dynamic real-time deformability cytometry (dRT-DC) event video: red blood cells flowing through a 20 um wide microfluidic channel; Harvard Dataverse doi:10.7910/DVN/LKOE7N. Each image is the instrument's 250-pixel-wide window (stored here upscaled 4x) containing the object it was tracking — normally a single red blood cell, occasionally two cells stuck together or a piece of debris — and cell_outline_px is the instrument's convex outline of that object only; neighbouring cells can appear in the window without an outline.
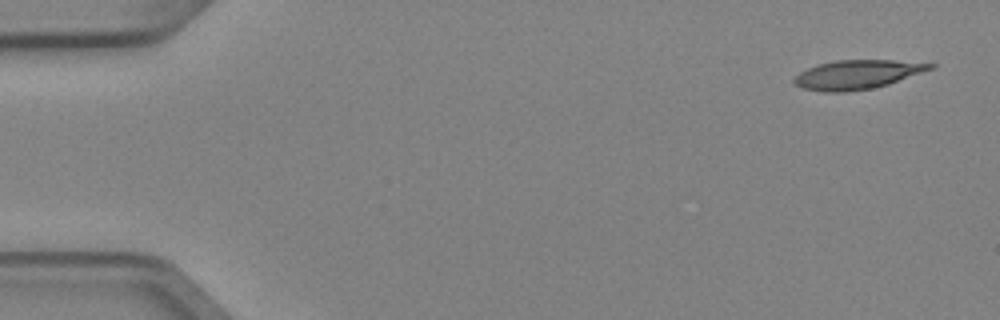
{"species": "Egyptian fruit bat (a non-hibernating species)", "species_latin": "Rousettus aegyptiacus", "temperature_condition": "cold", "stored_images_in_passage": 4, "camera_frame_rate_fps": 3000, "um_per_image_px": 0.085, "animal": {"sex": "female"}, "frame": {"image": 1, "passage_image": 1, "time_ms": 0.0, "image_size_px": [1000, 320], "cell_outline_px": [[936, 64], [932, 68], [888, 84], [872, 88], [844, 92], [824, 92], [804, 88], [792, 84], [792, 80], [800, 72], [816, 64], [836, 60], [892, 60]], "centroid_in_image_um": [72.79, 6.33], "position_along_channel_um": 12.2, "area_um2": 22.77}}
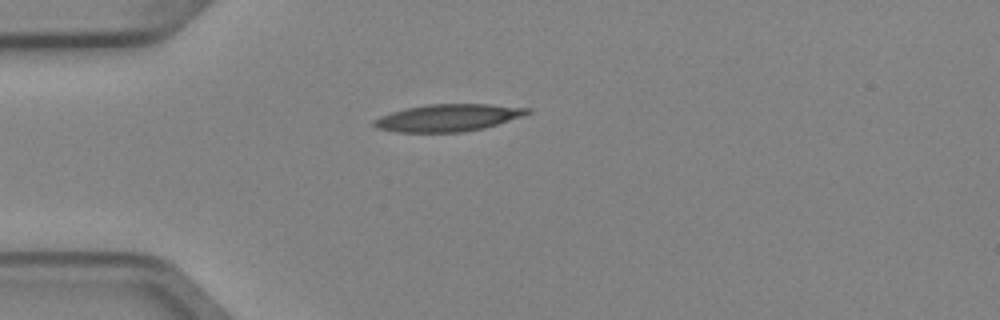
{"frame": {"image": 2, "passage_image": 4, "time_ms": 1.0, "image_size_px": [1000, 320], "cell_outline_px": [[532, 112], [524, 116], [484, 128], [464, 132], [396, 132], [376, 128], [372, 124], [372, 120], [380, 116], [392, 112], [408, 108], [428, 104], [488, 104], [532, 108]], "centroid_in_image_um": [38.11, 10.01], "position_along_channel_um": 46.9, "area_um2": 24.39}}